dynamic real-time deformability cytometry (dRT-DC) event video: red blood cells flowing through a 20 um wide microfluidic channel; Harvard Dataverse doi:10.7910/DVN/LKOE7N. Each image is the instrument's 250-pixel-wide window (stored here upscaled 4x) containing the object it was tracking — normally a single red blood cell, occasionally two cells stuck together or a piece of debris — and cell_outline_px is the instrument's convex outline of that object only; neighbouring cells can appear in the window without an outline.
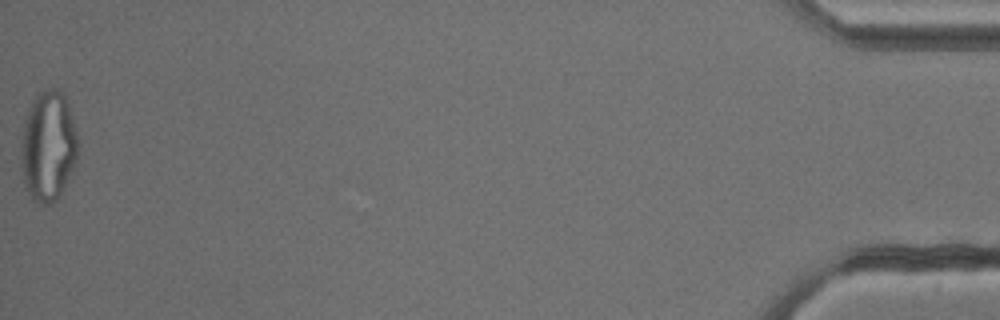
{"species": "common noctule bat (a hibernating species)", "species_latin": "Nyctalus noctula", "temperature_condition": "cold", "stored_images_in_passage": 52, "camera_frame_rate_fps": 3000, "um_per_image_px": 0.085, "animal": {"sex": "male", "body_mass_g": 13.3}, "frame": {"image": 1, "passage_image": 52, "time_ms": 17.0, "image_size_px": [1000, 320], "cell_outline_px": [[80, 144], [76, 160], [64, 188], [60, 196], [56, 200], [48, 204], [40, 204], [32, 200], [24, 188], [20, 168], [20, 144], [24, 124], [32, 100], [36, 92], [48, 88], [56, 88], [64, 96], [68, 104]], "centroid_in_image_um": [4.07, 12.45], "position_along_channel_um": 431.1, "area_um2": 37.28}}